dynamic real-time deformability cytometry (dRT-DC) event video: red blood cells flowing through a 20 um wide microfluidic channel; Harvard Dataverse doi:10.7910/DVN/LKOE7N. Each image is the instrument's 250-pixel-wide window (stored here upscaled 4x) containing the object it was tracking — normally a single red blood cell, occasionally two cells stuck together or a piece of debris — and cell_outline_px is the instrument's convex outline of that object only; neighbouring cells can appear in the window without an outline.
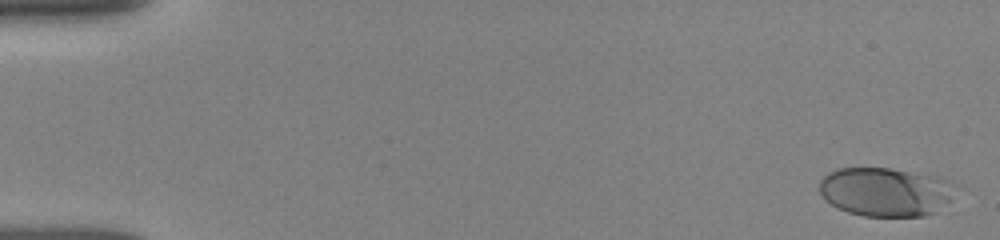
{"species": "human", "species_latin": "Homo sapiens", "temperature_condition": "room temperature", "stored_images_in_passage": 41, "camera_frame_rate_fps": 3000, "um_per_image_px": 0.085, "donor": {"sex": "female"}, "frame": {"image": 1, "passage_image": 1, "time_ms": 0.0, "image_size_px": [1000, 240], "cell_outline_px": [[964, 188], [936, 212], [924, 216], [864, 216], [848, 212], [836, 208], [820, 192], [820, 180], [828, 172], [840, 168], [888, 168], [940, 176], [952, 180]], "centroid_in_image_um": [75.4, 16.29], "position_along_channel_um": 9.6, "area_um2": 39.54}}
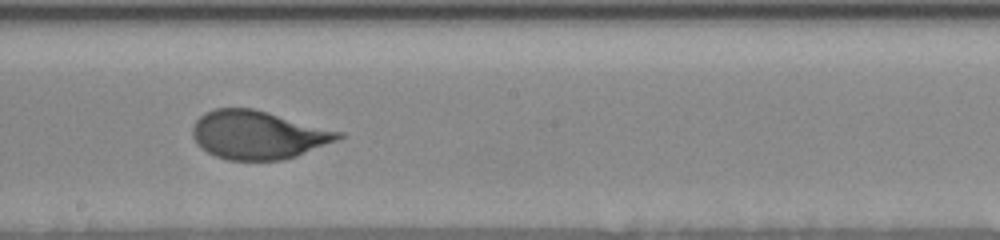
{"frame": {"image": 2, "passage_image": 21, "time_ms": 9.333, "image_size_px": [1000, 240], "cell_outline_px": [[348, 136], [296, 156], [284, 160], [228, 160], [216, 156], [200, 148], [196, 144], [192, 136], [192, 128], [196, 120], [204, 112], [216, 108], [252, 108], [268, 112], [344, 132]], "centroid_in_image_um": [21.94, 11.46], "position_along_channel_um": 226.3, "area_um2": 41.33}}
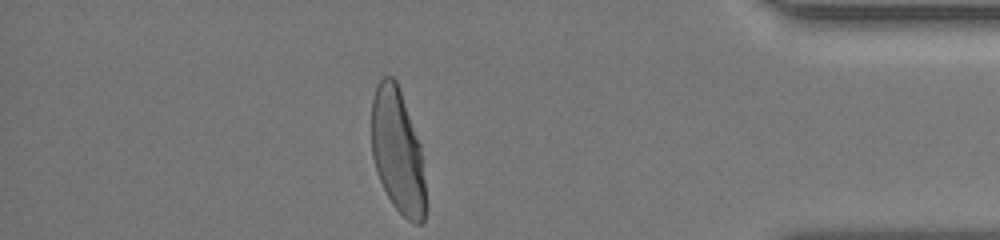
{"frame": {"image": 3, "passage_image": 39, "time_ms": 14.667, "image_size_px": [1000, 240], "cell_outline_px": [[428, 204], [424, 220], [420, 224], [416, 224], [408, 220], [392, 204], [376, 172], [372, 156], [372, 100], [376, 84], [384, 76], [392, 76], [396, 80], [420, 144]], "centroid_in_image_um": [33.82, 12.9], "position_along_channel_um": 401.4, "area_um2": 39.42}, "authors_computed_cell_mechanics": {"area_um2": 40.8068, "velocity_mm_per_s": 3.873, "shape_relaxation_time_tau1_ms": 3.0343, "shape_relaxation_time_tau2_ms": null, "deformation_change_tau1": 0.1376, "deformation_change_tau2": null}}